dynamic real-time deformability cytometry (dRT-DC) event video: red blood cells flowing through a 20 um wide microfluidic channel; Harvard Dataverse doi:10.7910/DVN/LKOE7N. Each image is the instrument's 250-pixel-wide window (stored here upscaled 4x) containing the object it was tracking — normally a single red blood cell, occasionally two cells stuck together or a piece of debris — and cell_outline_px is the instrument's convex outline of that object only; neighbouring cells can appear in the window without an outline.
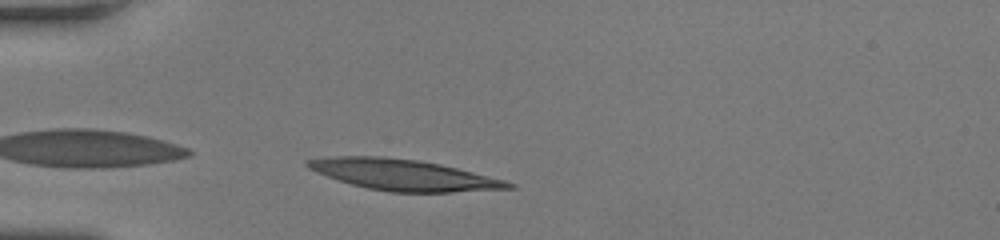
{"species": "human", "species_latin": "Homo sapiens", "temperature_condition": "room temperature", "stored_images_in_passage": 31, "camera_frame_rate_fps": 3000, "um_per_image_px": 0.085, "donor": {"sex": "female"}, "frame": {"image": 1, "passage_image": 1, "time_ms": 0.0, "image_size_px": [1000, 240], "cell_outline_px": [[516, 188], [452, 192], [392, 192], [368, 188], [352, 184], [316, 172], [308, 168], [304, 164], [304, 160], [328, 156], [380, 156], [416, 160], [440, 164], [504, 180], [516, 184]], "centroid_in_image_um": [34.26, 14.86], "position_along_channel_um": 50.7, "area_um2": 35.95}}
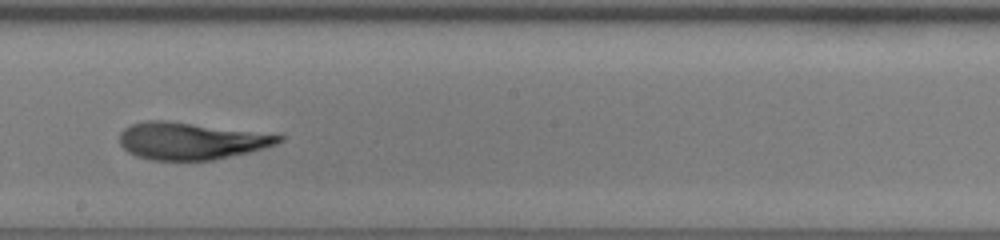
{"frame": {"image": 2, "passage_image": 17, "time_ms": 5.333, "image_size_px": [1000, 240], "cell_outline_px": [[284, 140], [276, 144], [264, 148], [248, 152], [212, 160], [152, 160], [136, 156], [128, 152], [120, 144], [120, 132], [124, 128], [132, 124], [148, 120], [164, 120], [280, 132], [284, 136]], "centroid_in_image_um": [16.36, 11.94], "position_along_channel_um": 231.8, "area_um2": 35.37}}
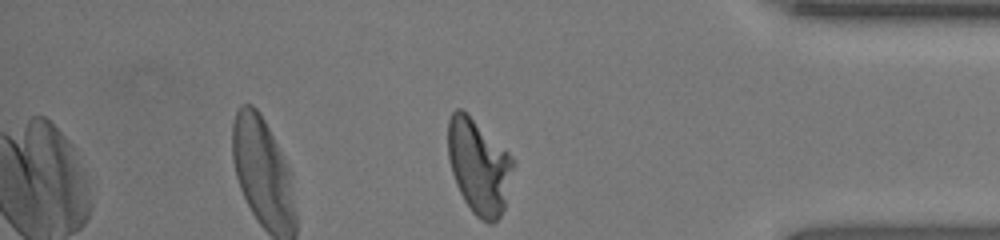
{"frame": {"image": 3, "passage_image": 31, "time_ms": 10.0, "image_size_px": [1000, 240], "cell_outline_px": [[512, 168], [504, 208], [500, 216], [492, 224], [488, 224], [476, 216], [472, 212], [464, 200], [456, 184], [452, 172], [448, 156], [448, 120], [452, 112], [456, 108], [460, 108], [508, 152], [512, 156]], "centroid_in_image_um": [40.67, 14.17], "position_along_channel_um": 394.5, "area_um2": 35.14}, "authors_computed_cell_mechanics": {"area_um2": 35.3736, "velocity_mm_per_s": 3.9225, "shape_relaxation_time_tau1_ms": 8.6576, "shape_relaxation_time_tau2_ms": 1.7933, "deformation_change_tau1": 0.3108, "deformation_change_tau2": 0.1037}}